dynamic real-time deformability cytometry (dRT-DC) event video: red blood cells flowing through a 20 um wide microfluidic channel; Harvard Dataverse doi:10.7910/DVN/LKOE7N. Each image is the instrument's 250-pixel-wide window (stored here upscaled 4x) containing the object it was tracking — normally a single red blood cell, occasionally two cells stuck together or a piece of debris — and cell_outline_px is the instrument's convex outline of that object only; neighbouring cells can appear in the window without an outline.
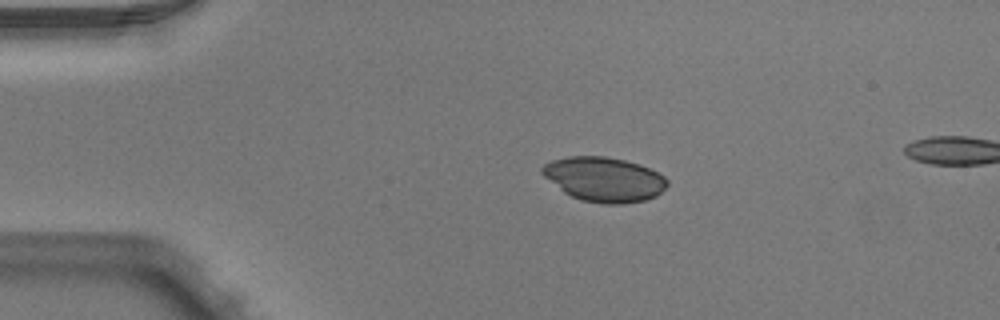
{"species": "Egyptian fruit bat (a non-hibernating species)", "species_latin": "Rousettus aegyptiacus", "temperature_condition": "warm", "stored_images_in_passage": 5, "segment_of_instrument_passage": [1, 2], "camera_frame_rate_fps": 3000, "um_per_image_px": 0.085, "animal": {"sex": "male"}, "frame": {"image": 1, "passage_image": 3, "time_ms": 0.667, "image_size_px": [1000, 320], "cell_outline_px": [[668, 184], [656, 196], [644, 200], [624, 204], [604, 204], [580, 200], [564, 192], [544, 176], [540, 172], [540, 168], [544, 164], [552, 160], [568, 156], [604, 156], [624, 160], [640, 164], [664, 176], [668, 180]], "centroid_in_image_um": [51.33, 15.24], "position_along_channel_um": 33.7, "area_um2": 32.43}}